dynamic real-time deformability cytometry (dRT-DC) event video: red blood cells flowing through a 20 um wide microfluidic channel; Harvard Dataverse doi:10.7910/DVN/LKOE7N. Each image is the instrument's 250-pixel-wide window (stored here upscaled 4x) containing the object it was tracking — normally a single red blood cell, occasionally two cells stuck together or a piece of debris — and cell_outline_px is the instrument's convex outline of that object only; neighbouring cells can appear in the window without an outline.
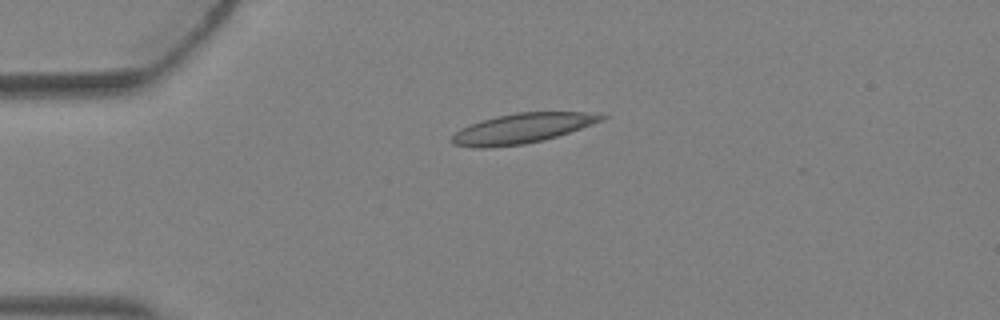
{"species": "Egyptian fruit bat (a non-hibernating species)", "species_latin": "Rousettus aegyptiacus", "temperature_condition": "warm", "stored_images_in_passage": 1, "camera_frame_rate_fps": 3000, "um_per_image_px": 0.085, "animal": {"sex": "female"}, "frame": {"image": 1, "passage_image": 1, "time_ms": 0.0, "image_size_px": [1000, 320], "cell_outline_px": [[608, 116], [604, 120], [544, 140], [524, 144], [488, 148], [476, 148], [452, 144], [452, 136], [460, 128], [480, 120], [496, 116], [516, 112], [584, 112]], "centroid_in_image_um": [44.34, 10.91], "position_along_channel_um": 40.7, "area_um2": 25.95}}